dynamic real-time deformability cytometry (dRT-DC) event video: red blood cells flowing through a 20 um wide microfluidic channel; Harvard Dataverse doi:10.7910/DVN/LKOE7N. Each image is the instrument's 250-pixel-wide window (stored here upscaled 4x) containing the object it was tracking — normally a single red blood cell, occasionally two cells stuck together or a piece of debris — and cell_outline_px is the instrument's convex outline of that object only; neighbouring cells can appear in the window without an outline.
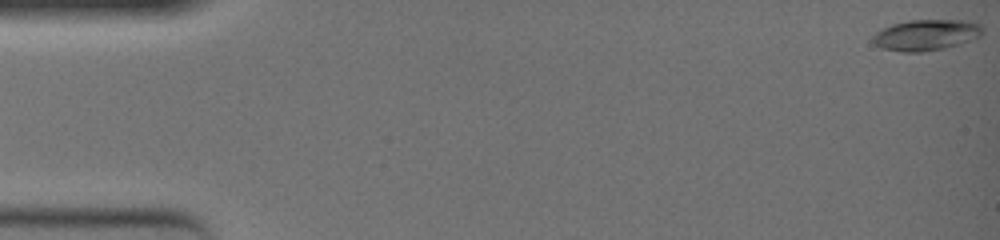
{"species": "common noctule bat (a hibernating species)", "species_latin": "Nyctalus noctula", "temperature_condition": "warm", "stored_images_in_passage": 49, "camera_frame_rate_fps": 3000, "um_per_image_px": 0.085, "animal": {"sex": "female", "body_mass_g": 19.0, "forearm_length_mm": 51.5}, "frame": {"image": 1, "passage_image": 1, "time_ms": 0.0, "image_size_px": [1000, 240], "cell_outline_px": [[984, 28], [980, 36], [944, 48], [924, 52], [904, 52], [884, 48], [876, 44], [872, 40], [872, 36], [876, 32], [892, 24], [908, 20], [960, 20], [980, 24]], "centroid_in_image_um": [78.7, 2.96], "position_along_channel_um": 6.3, "area_um2": 19.48}}
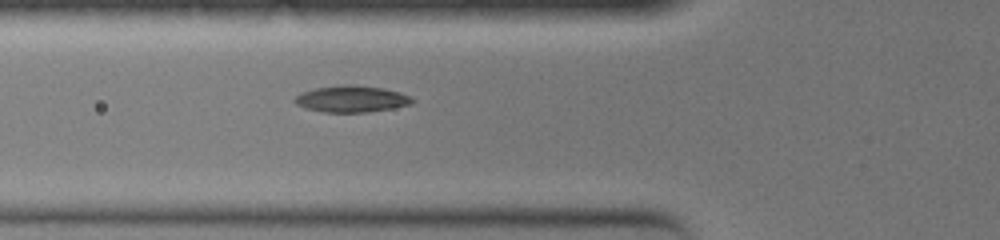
{"frame": {"image": 2, "passage_image": 20, "time_ms": 6.333, "image_size_px": [1000, 240], "cell_outline_px": [[416, 100], [412, 104], [392, 108], [368, 112], [324, 112], [304, 108], [296, 104], [292, 100], [300, 92], [316, 88], [344, 84], [352, 84], [384, 88], [400, 92], [412, 96]], "centroid_in_image_um": [29.89, 8.4], "position_along_channel_um": 95.9, "area_um2": 18.44}}
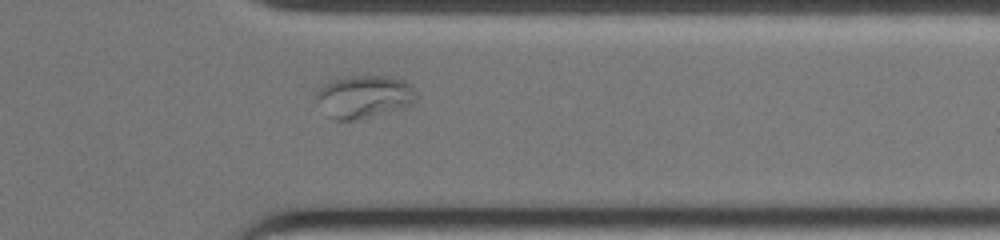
{"frame": {"image": 3, "passage_image": 42, "time_ms": 13.667, "image_size_px": [1000, 240], "cell_outline_px": [[416, 100], [412, 104], [404, 108], [356, 120], [332, 120], [328, 116], [316, 100], [316, 92], [324, 84], [332, 80], [344, 76], [388, 76], [404, 80], [416, 92]], "centroid_in_image_um": [30.93, 8.22], "position_along_channel_um": 380.5, "area_um2": 24.97}}